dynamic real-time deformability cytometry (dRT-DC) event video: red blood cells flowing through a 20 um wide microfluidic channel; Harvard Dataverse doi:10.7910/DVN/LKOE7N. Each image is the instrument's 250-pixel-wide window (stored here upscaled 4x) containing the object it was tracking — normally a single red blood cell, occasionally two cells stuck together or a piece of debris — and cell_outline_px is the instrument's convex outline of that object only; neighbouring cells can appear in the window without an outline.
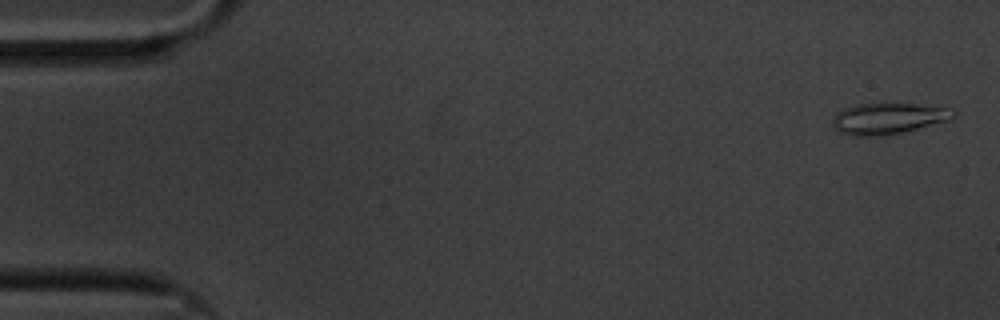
{"species": "common noctule bat (a hibernating species)", "species_latin": "Nyctalus noctula", "temperature_condition": "cold", "stored_images_in_passage": 60, "camera_frame_rate_fps": 3000, "um_per_image_px": 0.085, "animal": {"sex": "male", "body_mass_g": 20.1, "forearm_length_mm": 53.5}, "frame": {"image": 1, "passage_image": 2, "time_ms": 0.333, "image_size_px": [1000, 320], "cell_outline_px": [[956, 112], [948, 120], [900, 132], [880, 136], [856, 136], [840, 132], [836, 128], [832, 120], [836, 112], [844, 108], [860, 104], [912, 104], [944, 108]], "centroid_in_image_um": [75.41, 10.07], "position_along_channel_um": 9.6, "area_um2": 21.1}}
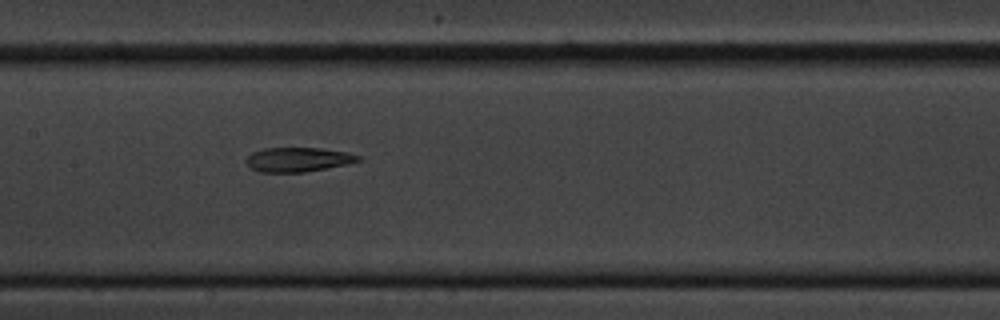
{"frame": {"image": 2, "passage_image": 29, "time_ms": 9.333, "image_size_px": [1000, 320], "cell_outline_px": [[364, 160], [348, 164], [304, 172], [260, 172], [252, 168], [244, 160], [252, 152], [264, 148], [320, 148], [348, 152], [360, 156]], "centroid_in_image_um": [25.37, 13.56], "position_along_channel_um": 182.0, "area_um2": 15.95}}
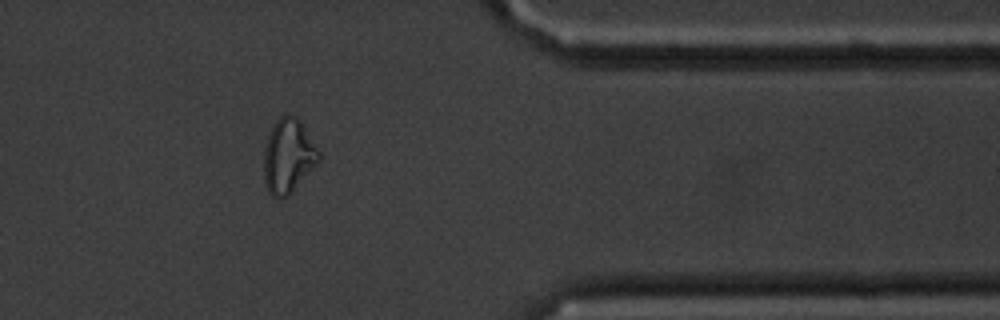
{"frame": {"image": 3, "passage_image": 49, "time_ms": 16.0, "image_size_px": [1000, 320], "cell_outline_px": [[320, 160], [288, 196], [280, 200], [272, 196], [268, 192], [264, 180], [264, 152], [268, 136], [276, 120], [280, 116], [296, 116], [300, 120], [320, 152]], "centroid_in_image_um": [24.5, 13.29], "position_along_channel_um": 386.9, "area_um2": 23.58}, "authors_computed_cell_mechanics": {"area_um2": 18.1203, "velocity_mm_per_s": 3.3274, "shape_relaxation_time_tau1_ms": null, "shape_relaxation_time_tau2_ms": 3.4903, "deformation_change_tau1": null, "deformation_change_tau2": 0.1433}}